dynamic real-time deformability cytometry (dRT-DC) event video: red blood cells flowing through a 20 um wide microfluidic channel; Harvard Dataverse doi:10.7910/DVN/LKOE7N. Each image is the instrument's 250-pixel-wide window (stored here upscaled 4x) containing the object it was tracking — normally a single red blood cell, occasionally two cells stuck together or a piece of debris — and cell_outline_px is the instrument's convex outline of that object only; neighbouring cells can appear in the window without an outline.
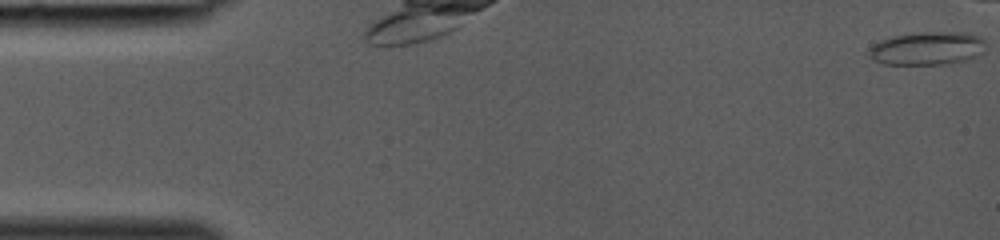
{"species": "common noctule bat (a hibernating species)", "species_latin": "Nyctalus noctula", "temperature_condition": "room temperature", "stored_images_in_passage": 30, "camera_frame_rate_fps": 3000, "um_per_image_px": 0.085, "animal": {"sex": "female", "body_mass_g": 19.0, "forearm_length_mm": 53.3}, "frame": {"image": 1, "passage_image": 1, "time_ms": 0.0, "image_size_px": [1000, 240], "cell_outline_px": [[984, 52], [976, 56], [964, 60], [948, 64], [884, 64], [872, 60], [864, 52], [872, 44], [880, 40], [892, 36], [920, 32], [964, 32], [980, 36], [984, 40]], "centroid_in_image_um": [78.75, 4.11], "position_along_channel_um": 6.2, "area_um2": 22.95}}
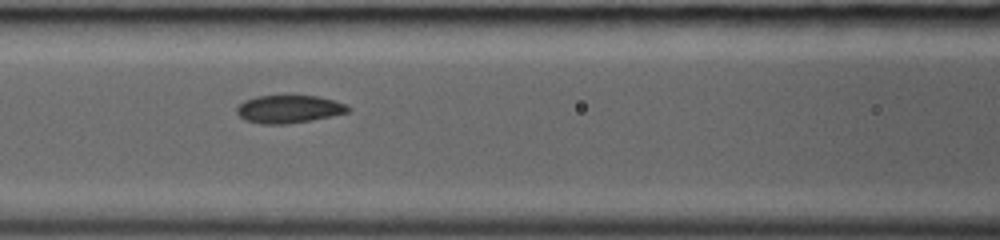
{"frame": {"image": 2, "passage_image": 18, "time_ms": 5.667, "image_size_px": [1000, 240], "cell_outline_px": [[352, 108], [348, 112], [332, 116], [312, 120], [288, 124], [260, 124], [244, 120], [236, 112], [236, 108], [244, 100], [256, 96], [316, 96], [332, 100], [344, 104]], "centroid_in_image_um": [24.53, 9.28], "position_along_channel_um": 142.1, "area_um2": 18.03}}
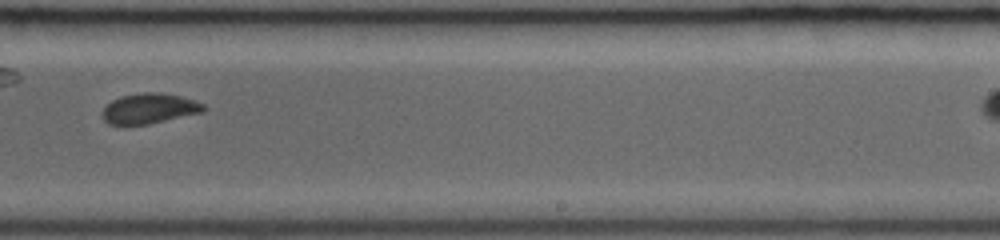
{"frame": {"image": 3, "passage_image": 26, "time_ms": 8.333, "image_size_px": [1000, 240], "cell_outline_px": [[204, 112], [148, 124], [124, 128], [108, 124], [100, 116], [104, 108], [112, 100], [120, 96], [144, 92], [160, 92], [180, 96], [204, 104]], "centroid_in_image_um": [12.61, 9.26], "position_along_channel_um": 276.4, "area_um2": 18.32}}